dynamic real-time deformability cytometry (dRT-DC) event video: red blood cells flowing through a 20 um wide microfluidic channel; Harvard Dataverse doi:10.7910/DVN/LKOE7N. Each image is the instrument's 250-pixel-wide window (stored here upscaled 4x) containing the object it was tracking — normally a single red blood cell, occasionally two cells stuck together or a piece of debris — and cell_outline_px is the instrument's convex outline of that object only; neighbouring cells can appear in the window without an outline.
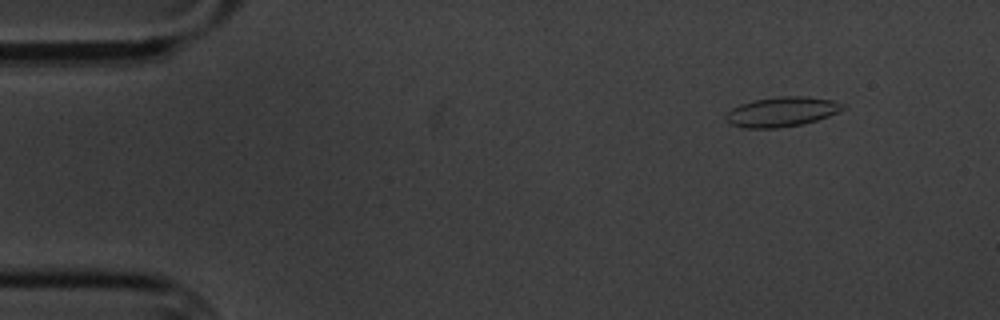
{"species": "common noctule bat (a hibernating species)", "species_latin": "Nyctalus noctula", "temperature_condition": "cold", "stored_images_in_passage": 6, "camera_frame_rate_fps": 3000, "um_per_image_px": 0.085, "animal": {"sex": "male", "body_mass_g": 20.1, "forearm_length_mm": 53.5}, "frame": {"image": 1, "passage_image": 1, "time_ms": 0.0, "image_size_px": [1000, 320], "cell_outline_px": [[848, 108], [840, 112], [804, 124], [776, 128], [744, 128], [732, 124], [724, 120], [724, 116], [732, 108], [740, 104], [752, 100], [780, 96], [808, 96], [832, 100], [848, 104]], "centroid_in_image_um": [66.5, 9.49], "position_along_channel_um": 18.5, "area_um2": 20.63}}
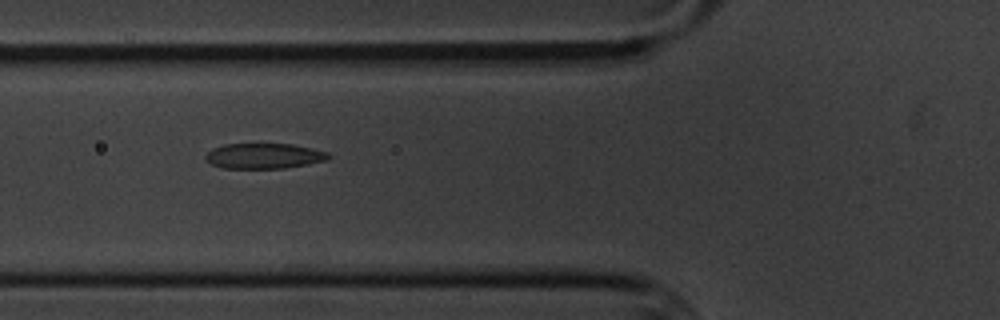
{"frame": {"image": 2, "passage_image": 5, "time_ms": 5.0, "image_size_px": [1000, 320], "cell_outline_px": [[332, 156], [328, 160], [308, 164], [284, 168], [224, 168], [212, 164], [204, 156], [212, 148], [224, 144], [292, 144], [312, 148], [328, 152]], "centroid_in_image_um": [22.48, 13.25], "position_along_channel_um": 103.3, "area_um2": 18.15}}
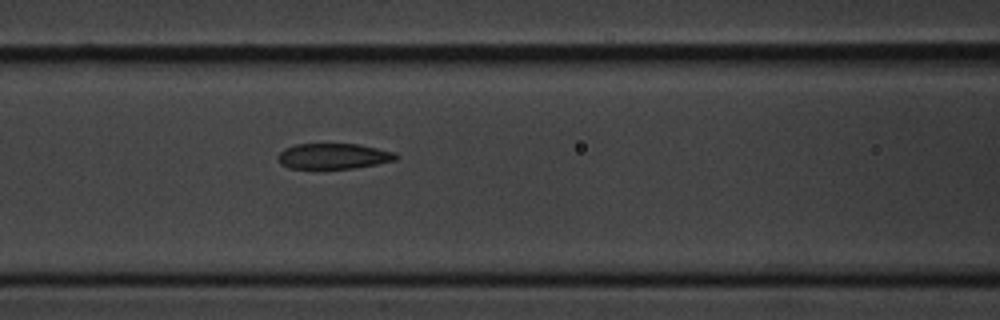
{"frame": {"image": 3, "passage_image": 6, "time_ms": 6.0, "image_size_px": [1000, 320], "cell_outline_px": [[400, 156], [396, 160], [376, 164], [352, 168], [288, 168], [280, 164], [280, 152], [284, 148], [296, 144], [360, 144], [396, 152]], "centroid_in_image_um": [28.39, 13.26], "position_along_channel_um": 138.2, "area_um2": 17.51}}